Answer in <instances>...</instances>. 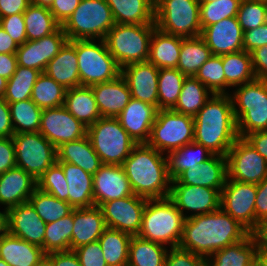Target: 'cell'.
<instances>
[{
	"label": "cell",
	"instance_id": "obj_1",
	"mask_svg": "<svg viewBox=\"0 0 267 266\" xmlns=\"http://www.w3.org/2000/svg\"><path fill=\"white\" fill-rule=\"evenodd\" d=\"M249 233L220 208L211 213L186 218L179 247L211 258L210 255L216 251L243 240Z\"/></svg>",
	"mask_w": 267,
	"mask_h": 266
},
{
	"label": "cell",
	"instance_id": "obj_2",
	"mask_svg": "<svg viewBox=\"0 0 267 266\" xmlns=\"http://www.w3.org/2000/svg\"><path fill=\"white\" fill-rule=\"evenodd\" d=\"M194 142L214 155L227 156L239 138L230 94H212L194 116Z\"/></svg>",
	"mask_w": 267,
	"mask_h": 266
},
{
	"label": "cell",
	"instance_id": "obj_3",
	"mask_svg": "<svg viewBox=\"0 0 267 266\" xmlns=\"http://www.w3.org/2000/svg\"><path fill=\"white\" fill-rule=\"evenodd\" d=\"M147 143L136 144L121 165L135 195L147 199L165 198L170 194L171 178L168 159Z\"/></svg>",
	"mask_w": 267,
	"mask_h": 266
},
{
	"label": "cell",
	"instance_id": "obj_4",
	"mask_svg": "<svg viewBox=\"0 0 267 266\" xmlns=\"http://www.w3.org/2000/svg\"><path fill=\"white\" fill-rule=\"evenodd\" d=\"M186 218L169 197L148 199L137 236L163 245L169 243L171 248L178 247Z\"/></svg>",
	"mask_w": 267,
	"mask_h": 266
},
{
	"label": "cell",
	"instance_id": "obj_5",
	"mask_svg": "<svg viewBox=\"0 0 267 266\" xmlns=\"http://www.w3.org/2000/svg\"><path fill=\"white\" fill-rule=\"evenodd\" d=\"M155 23L115 24L107 33L105 42L118 66L145 62L149 57L150 41Z\"/></svg>",
	"mask_w": 267,
	"mask_h": 266
},
{
	"label": "cell",
	"instance_id": "obj_6",
	"mask_svg": "<svg viewBox=\"0 0 267 266\" xmlns=\"http://www.w3.org/2000/svg\"><path fill=\"white\" fill-rule=\"evenodd\" d=\"M239 87L231 100L238 136L245 138L253 132L267 130V81L255 79Z\"/></svg>",
	"mask_w": 267,
	"mask_h": 266
},
{
	"label": "cell",
	"instance_id": "obj_7",
	"mask_svg": "<svg viewBox=\"0 0 267 266\" xmlns=\"http://www.w3.org/2000/svg\"><path fill=\"white\" fill-rule=\"evenodd\" d=\"M112 10L106 0H81L72 15L61 26L68 41L104 40L115 25Z\"/></svg>",
	"mask_w": 267,
	"mask_h": 266
},
{
	"label": "cell",
	"instance_id": "obj_8",
	"mask_svg": "<svg viewBox=\"0 0 267 266\" xmlns=\"http://www.w3.org/2000/svg\"><path fill=\"white\" fill-rule=\"evenodd\" d=\"M87 135L102 164L122 165L136 145L117 118H99Z\"/></svg>",
	"mask_w": 267,
	"mask_h": 266
},
{
	"label": "cell",
	"instance_id": "obj_9",
	"mask_svg": "<svg viewBox=\"0 0 267 266\" xmlns=\"http://www.w3.org/2000/svg\"><path fill=\"white\" fill-rule=\"evenodd\" d=\"M154 22L168 34L183 38L201 36L200 2L198 0L155 1Z\"/></svg>",
	"mask_w": 267,
	"mask_h": 266
},
{
	"label": "cell",
	"instance_id": "obj_10",
	"mask_svg": "<svg viewBox=\"0 0 267 266\" xmlns=\"http://www.w3.org/2000/svg\"><path fill=\"white\" fill-rule=\"evenodd\" d=\"M100 45L90 40H76L80 86L109 82L121 75V68L109 53L105 40Z\"/></svg>",
	"mask_w": 267,
	"mask_h": 266
},
{
	"label": "cell",
	"instance_id": "obj_11",
	"mask_svg": "<svg viewBox=\"0 0 267 266\" xmlns=\"http://www.w3.org/2000/svg\"><path fill=\"white\" fill-rule=\"evenodd\" d=\"M194 117L169 110H158L147 144L170 153L194 141Z\"/></svg>",
	"mask_w": 267,
	"mask_h": 266
},
{
	"label": "cell",
	"instance_id": "obj_12",
	"mask_svg": "<svg viewBox=\"0 0 267 266\" xmlns=\"http://www.w3.org/2000/svg\"><path fill=\"white\" fill-rule=\"evenodd\" d=\"M12 139L16 167L23 169L36 181L57 161L56 147L40 132L16 133Z\"/></svg>",
	"mask_w": 267,
	"mask_h": 266
},
{
	"label": "cell",
	"instance_id": "obj_13",
	"mask_svg": "<svg viewBox=\"0 0 267 266\" xmlns=\"http://www.w3.org/2000/svg\"><path fill=\"white\" fill-rule=\"evenodd\" d=\"M257 184L243 183L227 177L221 191L220 208L255 233V200Z\"/></svg>",
	"mask_w": 267,
	"mask_h": 266
},
{
	"label": "cell",
	"instance_id": "obj_14",
	"mask_svg": "<svg viewBox=\"0 0 267 266\" xmlns=\"http://www.w3.org/2000/svg\"><path fill=\"white\" fill-rule=\"evenodd\" d=\"M228 178L259 184L267 176V162L245 138H238L227 154Z\"/></svg>",
	"mask_w": 267,
	"mask_h": 266
},
{
	"label": "cell",
	"instance_id": "obj_15",
	"mask_svg": "<svg viewBox=\"0 0 267 266\" xmlns=\"http://www.w3.org/2000/svg\"><path fill=\"white\" fill-rule=\"evenodd\" d=\"M147 198L131 195L103 203L100 208L107 228L138 235Z\"/></svg>",
	"mask_w": 267,
	"mask_h": 266
},
{
	"label": "cell",
	"instance_id": "obj_16",
	"mask_svg": "<svg viewBox=\"0 0 267 266\" xmlns=\"http://www.w3.org/2000/svg\"><path fill=\"white\" fill-rule=\"evenodd\" d=\"M39 132L56 148L87 135V127L64 106L43 109Z\"/></svg>",
	"mask_w": 267,
	"mask_h": 266
},
{
	"label": "cell",
	"instance_id": "obj_17",
	"mask_svg": "<svg viewBox=\"0 0 267 266\" xmlns=\"http://www.w3.org/2000/svg\"><path fill=\"white\" fill-rule=\"evenodd\" d=\"M68 41L60 27L56 32L34 41H26L16 51L17 65L44 72L47 64L59 53Z\"/></svg>",
	"mask_w": 267,
	"mask_h": 266
},
{
	"label": "cell",
	"instance_id": "obj_18",
	"mask_svg": "<svg viewBox=\"0 0 267 266\" xmlns=\"http://www.w3.org/2000/svg\"><path fill=\"white\" fill-rule=\"evenodd\" d=\"M172 184L168 197L182 214L184 209L197 211L195 214L188 215L187 218L220 209L221 192L219 190L203 186L183 185L181 183Z\"/></svg>",
	"mask_w": 267,
	"mask_h": 266
},
{
	"label": "cell",
	"instance_id": "obj_19",
	"mask_svg": "<svg viewBox=\"0 0 267 266\" xmlns=\"http://www.w3.org/2000/svg\"><path fill=\"white\" fill-rule=\"evenodd\" d=\"M121 75L128 84L132 98L158 109L159 69L156 66L148 61L132 63L121 69Z\"/></svg>",
	"mask_w": 267,
	"mask_h": 266
},
{
	"label": "cell",
	"instance_id": "obj_20",
	"mask_svg": "<svg viewBox=\"0 0 267 266\" xmlns=\"http://www.w3.org/2000/svg\"><path fill=\"white\" fill-rule=\"evenodd\" d=\"M6 216L10 234L43 249L46 223L29 202L9 208Z\"/></svg>",
	"mask_w": 267,
	"mask_h": 266
},
{
	"label": "cell",
	"instance_id": "obj_21",
	"mask_svg": "<svg viewBox=\"0 0 267 266\" xmlns=\"http://www.w3.org/2000/svg\"><path fill=\"white\" fill-rule=\"evenodd\" d=\"M134 195L121 165L103 164L93 175L94 206Z\"/></svg>",
	"mask_w": 267,
	"mask_h": 266
},
{
	"label": "cell",
	"instance_id": "obj_22",
	"mask_svg": "<svg viewBox=\"0 0 267 266\" xmlns=\"http://www.w3.org/2000/svg\"><path fill=\"white\" fill-rule=\"evenodd\" d=\"M243 36L244 31L239 25L237 17L225 18L204 27L201 31V37L212 55L218 56L244 50Z\"/></svg>",
	"mask_w": 267,
	"mask_h": 266
},
{
	"label": "cell",
	"instance_id": "obj_23",
	"mask_svg": "<svg viewBox=\"0 0 267 266\" xmlns=\"http://www.w3.org/2000/svg\"><path fill=\"white\" fill-rule=\"evenodd\" d=\"M157 112L154 105L131 98L116 118L136 144L147 143Z\"/></svg>",
	"mask_w": 267,
	"mask_h": 266
},
{
	"label": "cell",
	"instance_id": "obj_24",
	"mask_svg": "<svg viewBox=\"0 0 267 266\" xmlns=\"http://www.w3.org/2000/svg\"><path fill=\"white\" fill-rule=\"evenodd\" d=\"M227 177V157L213 155L199 167L184 170L171 183L203 186L221 192Z\"/></svg>",
	"mask_w": 267,
	"mask_h": 266
},
{
	"label": "cell",
	"instance_id": "obj_25",
	"mask_svg": "<svg viewBox=\"0 0 267 266\" xmlns=\"http://www.w3.org/2000/svg\"><path fill=\"white\" fill-rule=\"evenodd\" d=\"M91 88L101 117L116 118L132 98L122 75L109 82L94 84Z\"/></svg>",
	"mask_w": 267,
	"mask_h": 266
},
{
	"label": "cell",
	"instance_id": "obj_26",
	"mask_svg": "<svg viewBox=\"0 0 267 266\" xmlns=\"http://www.w3.org/2000/svg\"><path fill=\"white\" fill-rule=\"evenodd\" d=\"M107 229L99 206L73 209L71 250L99 240Z\"/></svg>",
	"mask_w": 267,
	"mask_h": 266
},
{
	"label": "cell",
	"instance_id": "obj_27",
	"mask_svg": "<svg viewBox=\"0 0 267 266\" xmlns=\"http://www.w3.org/2000/svg\"><path fill=\"white\" fill-rule=\"evenodd\" d=\"M37 181L23 169L15 167L0 175V204L9 208L28 202Z\"/></svg>",
	"mask_w": 267,
	"mask_h": 266
},
{
	"label": "cell",
	"instance_id": "obj_28",
	"mask_svg": "<svg viewBox=\"0 0 267 266\" xmlns=\"http://www.w3.org/2000/svg\"><path fill=\"white\" fill-rule=\"evenodd\" d=\"M0 258L10 266H45L46 253L7 231L0 239Z\"/></svg>",
	"mask_w": 267,
	"mask_h": 266
},
{
	"label": "cell",
	"instance_id": "obj_29",
	"mask_svg": "<svg viewBox=\"0 0 267 266\" xmlns=\"http://www.w3.org/2000/svg\"><path fill=\"white\" fill-rule=\"evenodd\" d=\"M44 73L66 90L80 86L76 40L67 41L47 64Z\"/></svg>",
	"mask_w": 267,
	"mask_h": 266
},
{
	"label": "cell",
	"instance_id": "obj_30",
	"mask_svg": "<svg viewBox=\"0 0 267 266\" xmlns=\"http://www.w3.org/2000/svg\"><path fill=\"white\" fill-rule=\"evenodd\" d=\"M258 250L256 233H249L243 240L210 255L215 256L213 259L206 258V266H253Z\"/></svg>",
	"mask_w": 267,
	"mask_h": 266
},
{
	"label": "cell",
	"instance_id": "obj_31",
	"mask_svg": "<svg viewBox=\"0 0 267 266\" xmlns=\"http://www.w3.org/2000/svg\"><path fill=\"white\" fill-rule=\"evenodd\" d=\"M57 162L71 163L94 175L103 165L88 135L56 148Z\"/></svg>",
	"mask_w": 267,
	"mask_h": 266
},
{
	"label": "cell",
	"instance_id": "obj_32",
	"mask_svg": "<svg viewBox=\"0 0 267 266\" xmlns=\"http://www.w3.org/2000/svg\"><path fill=\"white\" fill-rule=\"evenodd\" d=\"M68 182L69 204L73 208L94 206L93 175L71 163L58 162Z\"/></svg>",
	"mask_w": 267,
	"mask_h": 266
},
{
	"label": "cell",
	"instance_id": "obj_33",
	"mask_svg": "<svg viewBox=\"0 0 267 266\" xmlns=\"http://www.w3.org/2000/svg\"><path fill=\"white\" fill-rule=\"evenodd\" d=\"M181 44L182 37L165 33L156 27L150 41L147 61L158 69L177 68Z\"/></svg>",
	"mask_w": 267,
	"mask_h": 266
},
{
	"label": "cell",
	"instance_id": "obj_34",
	"mask_svg": "<svg viewBox=\"0 0 267 266\" xmlns=\"http://www.w3.org/2000/svg\"><path fill=\"white\" fill-rule=\"evenodd\" d=\"M63 106L87 128L101 118L91 86L68 89Z\"/></svg>",
	"mask_w": 267,
	"mask_h": 266
},
{
	"label": "cell",
	"instance_id": "obj_35",
	"mask_svg": "<svg viewBox=\"0 0 267 266\" xmlns=\"http://www.w3.org/2000/svg\"><path fill=\"white\" fill-rule=\"evenodd\" d=\"M116 24H148L154 22L153 0H106Z\"/></svg>",
	"mask_w": 267,
	"mask_h": 266
},
{
	"label": "cell",
	"instance_id": "obj_36",
	"mask_svg": "<svg viewBox=\"0 0 267 266\" xmlns=\"http://www.w3.org/2000/svg\"><path fill=\"white\" fill-rule=\"evenodd\" d=\"M211 56V50L201 36L182 37L177 69L185 76L193 77Z\"/></svg>",
	"mask_w": 267,
	"mask_h": 266
},
{
	"label": "cell",
	"instance_id": "obj_37",
	"mask_svg": "<svg viewBox=\"0 0 267 266\" xmlns=\"http://www.w3.org/2000/svg\"><path fill=\"white\" fill-rule=\"evenodd\" d=\"M213 155L214 154L204 146L194 141L170 152V154L167 156V159L169 176L171 180H174L181 172L186 169L199 167Z\"/></svg>",
	"mask_w": 267,
	"mask_h": 266
},
{
	"label": "cell",
	"instance_id": "obj_38",
	"mask_svg": "<svg viewBox=\"0 0 267 266\" xmlns=\"http://www.w3.org/2000/svg\"><path fill=\"white\" fill-rule=\"evenodd\" d=\"M167 253L163 244L132 236L127 266H164Z\"/></svg>",
	"mask_w": 267,
	"mask_h": 266
},
{
	"label": "cell",
	"instance_id": "obj_39",
	"mask_svg": "<svg viewBox=\"0 0 267 266\" xmlns=\"http://www.w3.org/2000/svg\"><path fill=\"white\" fill-rule=\"evenodd\" d=\"M225 87H236L256 79L251 54L245 50L221 55Z\"/></svg>",
	"mask_w": 267,
	"mask_h": 266
},
{
	"label": "cell",
	"instance_id": "obj_40",
	"mask_svg": "<svg viewBox=\"0 0 267 266\" xmlns=\"http://www.w3.org/2000/svg\"><path fill=\"white\" fill-rule=\"evenodd\" d=\"M132 235L107 228L99 237L103 257L108 266H127Z\"/></svg>",
	"mask_w": 267,
	"mask_h": 266
},
{
	"label": "cell",
	"instance_id": "obj_41",
	"mask_svg": "<svg viewBox=\"0 0 267 266\" xmlns=\"http://www.w3.org/2000/svg\"><path fill=\"white\" fill-rule=\"evenodd\" d=\"M27 41H34L51 35L61 25L56 21L49 8L30 4L23 13Z\"/></svg>",
	"mask_w": 267,
	"mask_h": 266
},
{
	"label": "cell",
	"instance_id": "obj_42",
	"mask_svg": "<svg viewBox=\"0 0 267 266\" xmlns=\"http://www.w3.org/2000/svg\"><path fill=\"white\" fill-rule=\"evenodd\" d=\"M209 90L193 77H186L173 111L194 117L209 99Z\"/></svg>",
	"mask_w": 267,
	"mask_h": 266
},
{
	"label": "cell",
	"instance_id": "obj_43",
	"mask_svg": "<svg viewBox=\"0 0 267 266\" xmlns=\"http://www.w3.org/2000/svg\"><path fill=\"white\" fill-rule=\"evenodd\" d=\"M187 76L177 68H160L158 76V110L173 109Z\"/></svg>",
	"mask_w": 267,
	"mask_h": 266
},
{
	"label": "cell",
	"instance_id": "obj_44",
	"mask_svg": "<svg viewBox=\"0 0 267 266\" xmlns=\"http://www.w3.org/2000/svg\"><path fill=\"white\" fill-rule=\"evenodd\" d=\"M66 89L42 72L31 93V100L43 109L57 108L64 105Z\"/></svg>",
	"mask_w": 267,
	"mask_h": 266
},
{
	"label": "cell",
	"instance_id": "obj_45",
	"mask_svg": "<svg viewBox=\"0 0 267 266\" xmlns=\"http://www.w3.org/2000/svg\"><path fill=\"white\" fill-rule=\"evenodd\" d=\"M73 228V210L70 214L46 224L43 250L46 254L51 252L71 250V237Z\"/></svg>",
	"mask_w": 267,
	"mask_h": 266
},
{
	"label": "cell",
	"instance_id": "obj_46",
	"mask_svg": "<svg viewBox=\"0 0 267 266\" xmlns=\"http://www.w3.org/2000/svg\"><path fill=\"white\" fill-rule=\"evenodd\" d=\"M28 202L36 213L47 224L67 216L74 209L68 202L36 188Z\"/></svg>",
	"mask_w": 267,
	"mask_h": 266
},
{
	"label": "cell",
	"instance_id": "obj_47",
	"mask_svg": "<svg viewBox=\"0 0 267 266\" xmlns=\"http://www.w3.org/2000/svg\"><path fill=\"white\" fill-rule=\"evenodd\" d=\"M14 134L39 132L42 109L31 99L9 103Z\"/></svg>",
	"mask_w": 267,
	"mask_h": 266
},
{
	"label": "cell",
	"instance_id": "obj_48",
	"mask_svg": "<svg viewBox=\"0 0 267 266\" xmlns=\"http://www.w3.org/2000/svg\"><path fill=\"white\" fill-rule=\"evenodd\" d=\"M40 74L39 70L17 65L15 73L7 80L4 100L9 104L31 99L33 87Z\"/></svg>",
	"mask_w": 267,
	"mask_h": 266
},
{
	"label": "cell",
	"instance_id": "obj_49",
	"mask_svg": "<svg viewBox=\"0 0 267 266\" xmlns=\"http://www.w3.org/2000/svg\"><path fill=\"white\" fill-rule=\"evenodd\" d=\"M203 83L211 94H224L225 74L221 56L212 55L194 76Z\"/></svg>",
	"mask_w": 267,
	"mask_h": 266
},
{
	"label": "cell",
	"instance_id": "obj_50",
	"mask_svg": "<svg viewBox=\"0 0 267 266\" xmlns=\"http://www.w3.org/2000/svg\"><path fill=\"white\" fill-rule=\"evenodd\" d=\"M242 0H214L200 3L201 29L225 18L236 17Z\"/></svg>",
	"mask_w": 267,
	"mask_h": 266
},
{
	"label": "cell",
	"instance_id": "obj_51",
	"mask_svg": "<svg viewBox=\"0 0 267 266\" xmlns=\"http://www.w3.org/2000/svg\"><path fill=\"white\" fill-rule=\"evenodd\" d=\"M37 188L69 203L68 182L57 161L37 180Z\"/></svg>",
	"mask_w": 267,
	"mask_h": 266
},
{
	"label": "cell",
	"instance_id": "obj_52",
	"mask_svg": "<svg viewBox=\"0 0 267 266\" xmlns=\"http://www.w3.org/2000/svg\"><path fill=\"white\" fill-rule=\"evenodd\" d=\"M236 17L243 31H248L267 23L265 1L242 0Z\"/></svg>",
	"mask_w": 267,
	"mask_h": 266
},
{
	"label": "cell",
	"instance_id": "obj_53",
	"mask_svg": "<svg viewBox=\"0 0 267 266\" xmlns=\"http://www.w3.org/2000/svg\"><path fill=\"white\" fill-rule=\"evenodd\" d=\"M167 253L164 266H206V258L178 247Z\"/></svg>",
	"mask_w": 267,
	"mask_h": 266
},
{
	"label": "cell",
	"instance_id": "obj_54",
	"mask_svg": "<svg viewBox=\"0 0 267 266\" xmlns=\"http://www.w3.org/2000/svg\"><path fill=\"white\" fill-rule=\"evenodd\" d=\"M0 27L8 33L18 46L27 41L23 13L0 18Z\"/></svg>",
	"mask_w": 267,
	"mask_h": 266
},
{
	"label": "cell",
	"instance_id": "obj_55",
	"mask_svg": "<svg viewBox=\"0 0 267 266\" xmlns=\"http://www.w3.org/2000/svg\"><path fill=\"white\" fill-rule=\"evenodd\" d=\"M81 266H108L99 241L88 243L73 250Z\"/></svg>",
	"mask_w": 267,
	"mask_h": 266
},
{
	"label": "cell",
	"instance_id": "obj_56",
	"mask_svg": "<svg viewBox=\"0 0 267 266\" xmlns=\"http://www.w3.org/2000/svg\"><path fill=\"white\" fill-rule=\"evenodd\" d=\"M267 222V176L257 184V195L255 200V233L260 226Z\"/></svg>",
	"mask_w": 267,
	"mask_h": 266
},
{
	"label": "cell",
	"instance_id": "obj_57",
	"mask_svg": "<svg viewBox=\"0 0 267 266\" xmlns=\"http://www.w3.org/2000/svg\"><path fill=\"white\" fill-rule=\"evenodd\" d=\"M267 45V23L248 31H244L243 48L252 52L258 47Z\"/></svg>",
	"mask_w": 267,
	"mask_h": 266
},
{
	"label": "cell",
	"instance_id": "obj_58",
	"mask_svg": "<svg viewBox=\"0 0 267 266\" xmlns=\"http://www.w3.org/2000/svg\"><path fill=\"white\" fill-rule=\"evenodd\" d=\"M15 167L16 154L12 137L0 138V175Z\"/></svg>",
	"mask_w": 267,
	"mask_h": 266
},
{
	"label": "cell",
	"instance_id": "obj_59",
	"mask_svg": "<svg viewBox=\"0 0 267 266\" xmlns=\"http://www.w3.org/2000/svg\"><path fill=\"white\" fill-rule=\"evenodd\" d=\"M81 0H54L49 8L56 21L62 26L78 7Z\"/></svg>",
	"mask_w": 267,
	"mask_h": 266
},
{
	"label": "cell",
	"instance_id": "obj_60",
	"mask_svg": "<svg viewBox=\"0 0 267 266\" xmlns=\"http://www.w3.org/2000/svg\"><path fill=\"white\" fill-rule=\"evenodd\" d=\"M45 266H81L74 251H60L46 254Z\"/></svg>",
	"mask_w": 267,
	"mask_h": 266
},
{
	"label": "cell",
	"instance_id": "obj_61",
	"mask_svg": "<svg viewBox=\"0 0 267 266\" xmlns=\"http://www.w3.org/2000/svg\"><path fill=\"white\" fill-rule=\"evenodd\" d=\"M256 79L267 81V45L250 52Z\"/></svg>",
	"mask_w": 267,
	"mask_h": 266
},
{
	"label": "cell",
	"instance_id": "obj_62",
	"mask_svg": "<svg viewBox=\"0 0 267 266\" xmlns=\"http://www.w3.org/2000/svg\"><path fill=\"white\" fill-rule=\"evenodd\" d=\"M14 135L9 104L0 98V138Z\"/></svg>",
	"mask_w": 267,
	"mask_h": 266
},
{
	"label": "cell",
	"instance_id": "obj_63",
	"mask_svg": "<svg viewBox=\"0 0 267 266\" xmlns=\"http://www.w3.org/2000/svg\"><path fill=\"white\" fill-rule=\"evenodd\" d=\"M30 4V0H0V18L24 13Z\"/></svg>",
	"mask_w": 267,
	"mask_h": 266
},
{
	"label": "cell",
	"instance_id": "obj_64",
	"mask_svg": "<svg viewBox=\"0 0 267 266\" xmlns=\"http://www.w3.org/2000/svg\"><path fill=\"white\" fill-rule=\"evenodd\" d=\"M245 139L267 162V130L248 134Z\"/></svg>",
	"mask_w": 267,
	"mask_h": 266
},
{
	"label": "cell",
	"instance_id": "obj_65",
	"mask_svg": "<svg viewBox=\"0 0 267 266\" xmlns=\"http://www.w3.org/2000/svg\"><path fill=\"white\" fill-rule=\"evenodd\" d=\"M17 68L16 54L0 53V76L9 80Z\"/></svg>",
	"mask_w": 267,
	"mask_h": 266
},
{
	"label": "cell",
	"instance_id": "obj_66",
	"mask_svg": "<svg viewBox=\"0 0 267 266\" xmlns=\"http://www.w3.org/2000/svg\"><path fill=\"white\" fill-rule=\"evenodd\" d=\"M18 49V45L14 40L0 27V53L15 54Z\"/></svg>",
	"mask_w": 267,
	"mask_h": 266
},
{
	"label": "cell",
	"instance_id": "obj_67",
	"mask_svg": "<svg viewBox=\"0 0 267 266\" xmlns=\"http://www.w3.org/2000/svg\"><path fill=\"white\" fill-rule=\"evenodd\" d=\"M256 235L259 240V248L262 251L267 252V222L260 226L259 230L256 232Z\"/></svg>",
	"mask_w": 267,
	"mask_h": 266
},
{
	"label": "cell",
	"instance_id": "obj_68",
	"mask_svg": "<svg viewBox=\"0 0 267 266\" xmlns=\"http://www.w3.org/2000/svg\"><path fill=\"white\" fill-rule=\"evenodd\" d=\"M253 266H267V252L259 248Z\"/></svg>",
	"mask_w": 267,
	"mask_h": 266
},
{
	"label": "cell",
	"instance_id": "obj_69",
	"mask_svg": "<svg viewBox=\"0 0 267 266\" xmlns=\"http://www.w3.org/2000/svg\"><path fill=\"white\" fill-rule=\"evenodd\" d=\"M2 232V233H1ZM7 232V216L6 211L0 212V239Z\"/></svg>",
	"mask_w": 267,
	"mask_h": 266
},
{
	"label": "cell",
	"instance_id": "obj_70",
	"mask_svg": "<svg viewBox=\"0 0 267 266\" xmlns=\"http://www.w3.org/2000/svg\"><path fill=\"white\" fill-rule=\"evenodd\" d=\"M54 0H30L31 4L41 7L50 8Z\"/></svg>",
	"mask_w": 267,
	"mask_h": 266
},
{
	"label": "cell",
	"instance_id": "obj_71",
	"mask_svg": "<svg viewBox=\"0 0 267 266\" xmlns=\"http://www.w3.org/2000/svg\"><path fill=\"white\" fill-rule=\"evenodd\" d=\"M7 79L0 76V98H3L6 92Z\"/></svg>",
	"mask_w": 267,
	"mask_h": 266
},
{
	"label": "cell",
	"instance_id": "obj_72",
	"mask_svg": "<svg viewBox=\"0 0 267 266\" xmlns=\"http://www.w3.org/2000/svg\"><path fill=\"white\" fill-rule=\"evenodd\" d=\"M0 266H10V265L0 258Z\"/></svg>",
	"mask_w": 267,
	"mask_h": 266
},
{
	"label": "cell",
	"instance_id": "obj_73",
	"mask_svg": "<svg viewBox=\"0 0 267 266\" xmlns=\"http://www.w3.org/2000/svg\"><path fill=\"white\" fill-rule=\"evenodd\" d=\"M200 3H211L214 0H198Z\"/></svg>",
	"mask_w": 267,
	"mask_h": 266
}]
</instances>
